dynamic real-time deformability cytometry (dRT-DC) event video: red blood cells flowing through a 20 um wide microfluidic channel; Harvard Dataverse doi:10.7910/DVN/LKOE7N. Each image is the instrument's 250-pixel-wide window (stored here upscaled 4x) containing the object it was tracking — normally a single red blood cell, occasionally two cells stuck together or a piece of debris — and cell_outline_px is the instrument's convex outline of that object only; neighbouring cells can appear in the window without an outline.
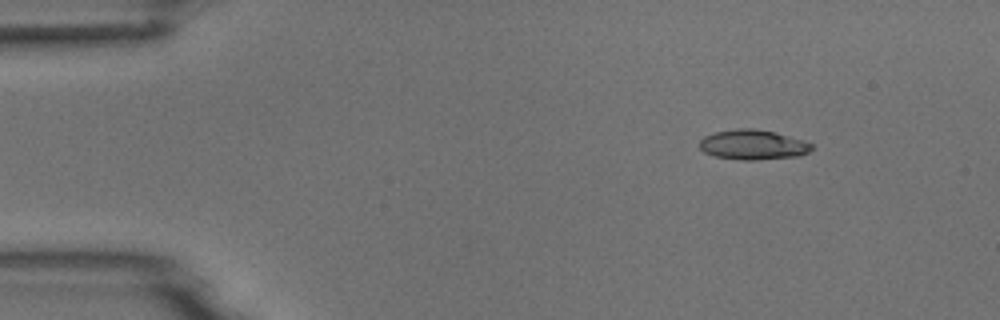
{"species": "common noctule bat (a hibernating species)", "species_latin": "Nyctalus noctula", "temperature_condition": "room temperature", "stored_images_in_passage": 8, "camera_frame_rate_fps": 3000, "um_per_image_px": 0.085, "animal": {"sex": "male", "body_mass_g": 18.8}, "frame": {"image": 1, "passage_image": 2, "time_ms": 1.333, "image_size_px": [1000, 320], "cell_outline_px": [[812, 148], [808, 152], [796, 156], [756, 160], [744, 160], [716, 156], [704, 152], [700, 148], [700, 140], [704, 136], [716, 132], [736, 128], [752, 128], [776, 132], [804, 140], [812, 144]], "centroid_in_image_um": [64.0, 12.29], "position_along_channel_um": 21.0, "area_um2": 19.42}}
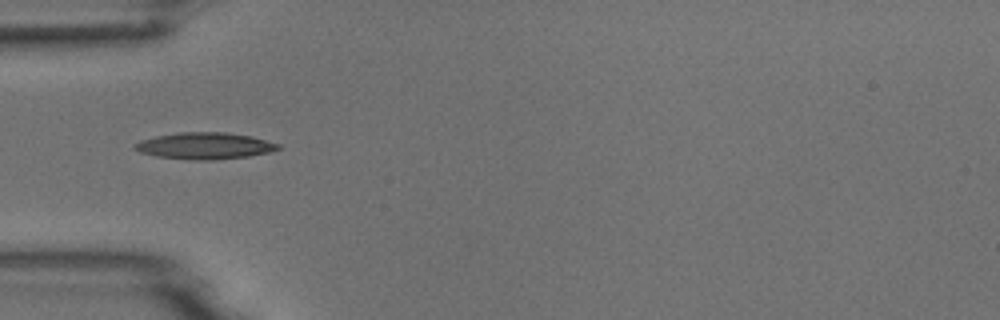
{"frame": {"image": 2, "passage_image": 5, "time_ms": 4.667, "image_size_px": [1000, 320], "cell_outline_px": [[280, 148], [272, 152], [248, 156], [212, 160], [196, 160], [156, 156], [140, 152], [132, 148], [132, 144], [140, 140], [156, 136], [180, 132], [224, 132], [252, 136], [280, 144]], "centroid_in_image_um": [17.39, 12.39], "position_along_channel_um": 67.6, "area_um2": 22.31}}